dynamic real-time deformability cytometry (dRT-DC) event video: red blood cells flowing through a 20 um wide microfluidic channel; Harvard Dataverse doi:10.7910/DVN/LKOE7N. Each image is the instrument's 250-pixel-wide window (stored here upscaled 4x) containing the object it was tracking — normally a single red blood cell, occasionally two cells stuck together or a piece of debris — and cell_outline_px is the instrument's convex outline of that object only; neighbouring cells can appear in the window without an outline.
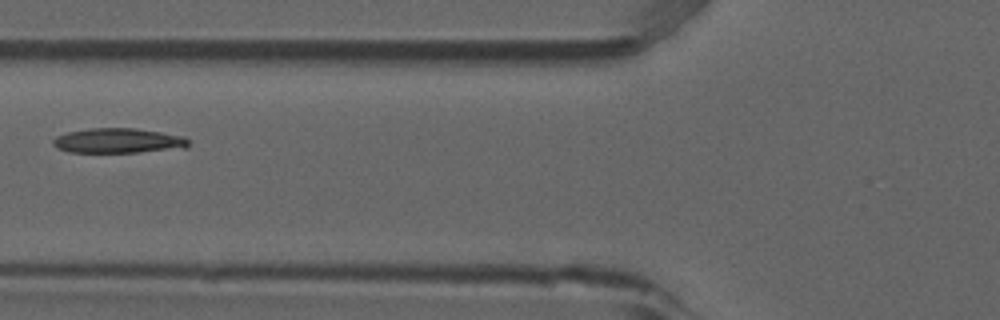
{"species": "common noctule bat (a hibernating species)", "species_latin": "Nyctalus noctula", "temperature_condition": "room temperature", "stored_images_in_passage": 6, "camera_frame_rate_fps": 3000, "um_per_image_px": 0.085, "animal": {"sex": "male", "forearm_length_mm": 52.5}, "frame": {"image": 1, "passage_image": 6, "time_ms": 1.667, "image_size_px": [1000, 320], "cell_outline_px": [[188, 148], [140, 152], [68, 152], [56, 148], [52, 144], [52, 140], [56, 136], [68, 132], [92, 128], [136, 128], [184, 136], [188, 140]], "centroid_in_image_um": [10.05, 11.96], "position_along_channel_um": 115.8, "area_um2": 19.71}}